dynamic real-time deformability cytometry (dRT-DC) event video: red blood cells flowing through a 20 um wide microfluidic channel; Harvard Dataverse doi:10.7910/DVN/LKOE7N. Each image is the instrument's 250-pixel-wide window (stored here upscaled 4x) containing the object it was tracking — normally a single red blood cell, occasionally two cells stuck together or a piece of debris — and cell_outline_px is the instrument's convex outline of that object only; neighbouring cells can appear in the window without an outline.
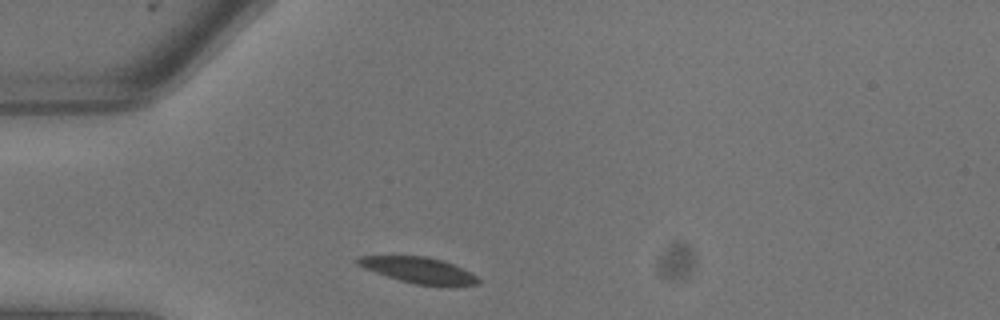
{"species": "common noctule bat (a hibernating species)", "species_latin": "Nyctalus noctula", "temperature_condition": "warm", "stored_images_in_passage": 6, "camera_frame_rate_fps": 3000, "um_per_image_px": 0.085, "animal": {"sex": "male", "body_mass_g": 13.3}, "frame": {"image": 1, "passage_image": 1, "time_ms": 0.0, "image_size_px": [1000, 320], "cell_outline_px": [[480, 280], [476, 284], [416, 284], [400, 280], [376, 272], [356, 264], [356, 260], [360, 256], [424, 256], [440, 260], [452, 264], [476, 276]], "centroid_in_image_um": [35.51, 22.93], "position_along_channel_um": 49.5, "area_um2": 17.22}}
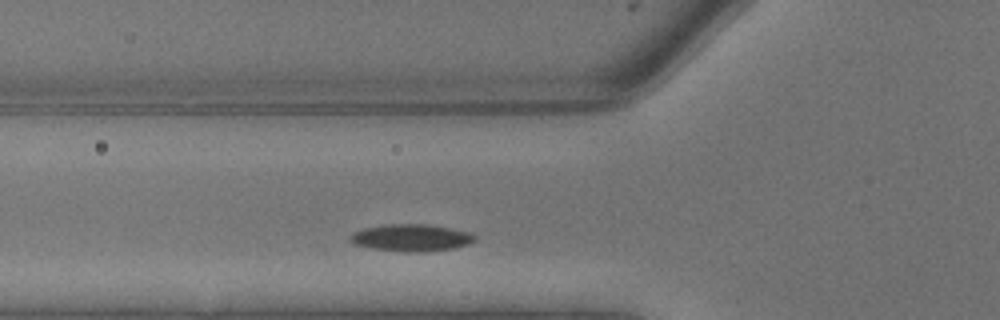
{"frame": {"image": 2, "passage_image": 3, "time_ms": 0.667, "image_size_px": [1000, 320], "cell_outline_px": [[476, 240], [468, 244], [456, 248], [424, 252], [404, 252], [372, 248], [352, 244], [348, 240], [352, 232], [364, 228], [384, 224], [428, 224], [452, 228], [468, 232], [476, 236]], "centroid_in_image_um": [34.94, 20.21], "position_along_channel_um": 90.9, "area_um2": 19.94}}